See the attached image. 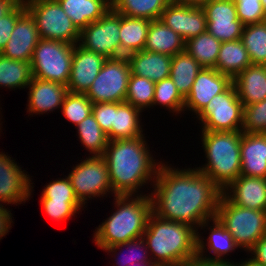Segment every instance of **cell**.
<instances>
[{
    "label": "cell",
    "instance_id": "1",
    "mask_svg": "<svg viewBox=\"0 0 266 266\" xmlns=\"http://www.w3.org/2000/svg\"><path fill=\"white\" fill-rule=\"evenodd\" d=\"M164 161L149 192L152 213L196 230L203 222L214 219L222 191L196 167L176 168Z\"/></svg>",
    "mask_w": 266,
    "mask_h": 266
},
{
    "label": "cell",
    "instance_id": "2",
    "mask_svg": "<svg viewBox=\"0 0 266 266\" xmlns=\"http://www.w3.org/2000/svg\"><path fill=\"white\" fill-rule=\"evenodd\" d=\"M145 135L109 141L103 157L115 195H144L140 189L153 185L162 161L153 157Z\"/></svg>",
    "mask_w": 266,
    "mask_h": 266
},
{
    "label": "cell",
    "instance_id": "3",
    "mask_svg": "<svg viewBox=\"0 0 266 266\" xmlns=\"http://www.w3.org/2000/svg\"><path fill=\"white\" fill-rule=\"evenodd\" d=\"M143 238L151 260L157 265L191 266L197 258V230L188 224L151 213Z\"/></svg>",
    "mask_w": 266,
    "mask_h": 266
},
{
    "label": "cell",
    "instance_id": "4",
    "mask_svg": "<svg viewBox=\"0 0 266 266\" xmlns=\"http://www.w3.org/2000/svg\"><path fill=\"white\" fill-rule=\"evenodd\" d=\"M114 211L93 233V242L103 250L143 236L152 213L149 193L144 195L113 196Z\"/></svg>",
    "mask_w": 266,
    "mask_h": 266
},
{
    "label": "cell",
    "instance_id": "5",
    "mask_svg": "<svg viewBox=\"0 0 266 266\" xmlns=\"http://www.w3.org/2000/svg\"><path fill=\"white\" fill-rule=\"evenodd\" d=\"M205 164L196 167L221 191L241 175L240 143L242 131H201Z\"/></svg>",
    "mask_w": 266,
    "mask_h": 266
},
{
    "label": "cell",
    "instance_id": "6",
    "mask_svg": "<svg viewBox=\"0 0 266 266\" xmlns=\"http://www.w3.org/2000/svg\"><path fill=\"white\" fill-rule=\"evenodd\" d=\"M215 218L245 253L266 235V211L242 208L233 204L223 193L218 200Z\"/></svg>",
    "mask_w": 266,
    "mask_h": 266
},
{
    "label": "cell",
    "instance_id": "7",
    "mask_svg": "<svg viewBox=\"0 0 266 266\" xmlns=\"http://www.w3.org/2000/svg\"><path fill=\"white\" fill-rule=\"evenodd\" d=\"M85 158L81 159L75 166H72V170L67 174V177L70 180L76 198L84 207H87L88 200L116 195L112 190L105 158L91 155Z\"/></svg>",
    "mask_w": 266,
    "mask_h": 266
},
{
    "label": "cell",
    "instance_id": "8",
    "mask_svg": "<svg viewBox=\"0 0 266 266\" xmlns=\"http://www.w3.org/2000/svg\"><path fill=\"white\" fill-rule=\"evenodd\" d=\"M74 46L62 41L40 39L31 60L33 77L67 86Z\"/></svg>",
    "mask_w": 266,
    "mask_h": 266
},
{
    "label": "cell",
    "instance_id": "9",
    "mask_svg": "<svg viewBox=\"0 0 266 266\" xmlns=\"http://www.w3.org/2000/svg\"><path fill=\"white\" fill-rule=\"evenodd\" d=\"M34 18L41 39L77 44L80 31L57 0H24Z\"/></svg>",
    "mask_w": 266,
    "mask_h": 266
},
{
    "label": "cell",
    "instance_id": "10",
    "mask_svg": "<svg viewBox=\"0 0 266 266\" xmlns=\"http://www.w3.org/2000/svg\"><path fill=\"white\" fill-rule=\"evenodd\" d=\"M243 104L235 85L214 96L195 117L201 131L233 132L242 130Z\"/></svg>",
    "mask_w": 266,
    "mask_h": 266
},
{
    "label": "cell",
    "instance_id": "11",
    "mask_svg": "<svg viewBox=\"0 0 266 266\" xmlns=\"http://www.w3.org/2000/svg\"><path fill=\"white\" fill-rule=\"evenodd\" d=\"M130 74V66L126 56L108 58L86 96L92 103H123L128 91Z\"/></svg>",
    "mask_w": 266,
    "mask_h": 266
},
{
    "label": "cell",
    "instance_id": "12",
    "mask_svg": "<svg viewBox=\"0 0 266 266\" xmlns=\"http://www.w3.org/2000/svg\"><path fill=\"white\" fill-rule=\"evenodd\" d=\"M120 13L112 8L80 31L79 45L108 58H120Z\"/></svg>",
    "mask_w": 266,
    "mask_h": 266
},
{
    "label": "cell",
    "instance_id": "13",
    "mask_svg": "<svg viewBox=\"0 0 266 266\" xmlns=\"http://www.w3.org/2000/svg\"><path fill=\"white\" fill-rule=\"evenodd\" d=\"M2 128L0 124V133ZM10 156L7 152H0V204L17 206L33 198L35 183L32 176Z\"/></svg>",
    "mask_w": 266,
    "mask_h": 266
},
{
    "label": "cell",
    "instance_id": "14",
    "mask_svg": "<svg viewBox=\"0 0 266 266\" xmlns=\"http://www.w3.org/2000/svg\"><path fill=\"white\" fill-rule=\"evenodd\" d=\"M205 11L207 31L221 42L239 40L244 24L238 19L234 0H210Z\"/></svg>",
    "mask_w": 266,
    "mask_h": 266
},
{
    "label": "cell",
    "instance_id": "15",
    "mask_svg": "<svg viewBox=\"0 0 266 266\" xmlns=\"http://www.w3.org/2000/svg\"><path fill=\"white\" fill-rule=\"evenodd\" d=\"M233 84V79L216 69L202 68L185 98L184 112L198 115L211 99L223 93Z\"/></svg>",
    "mask_w": 266,
    "mask_h": 266
},
{
    "label": "cell",
    "instance_id": "16",
    "mask_svg": "<svg viewBox=\"0 0 266 266\" xmlns=\"http://www.w3.org/2000/svg\"><path fill=\"white\" fill-rule=\"evenodd\" d=\"M186 42L207 31L205 11L202 7L170 2L159 18Z\"/></svg>",
    "mask_w": 266,
    "mask_h": 266
},
{
    "label": "cell",
    "instance_id": "17",
    "mask_svg": "<svg viewBox=\"0 0 266 266\" xmlns=\"http://www.w3.org/2000/svg\"><path fill=\"white\" fill-rule=\"evenodd\" d=\"M205 229L210 231L208 232L209 236L206 238L202 236L206 232ZM201 230L204 232H199ZM237 249L240 248L235 244L229 231L216 218L203 222L197 229V258L226 261L230 260L227 256Z\"/></svg>",
    "mask_w": 266,
    "mask_h": 266
},
{
    "label": "cell",
    "instance_id": "18",
    "mask_svg": "<svg viewBox=\"0 0 266 266\" xmlns=\"http://www.w3.org/2000/svg\"><path fill=\"white\" fill-rule=\"evenodd\" d=\"M106 57L86 50L78 43L74 46L68 92L86 94L99 74Z\"/></svg>",
    "mask_w": 266,
    "mask_h": 266
},
{
    "label": "cell",
    "instance_id": "19",
    "mask_svg": "<svg viewBox=\"0 0 266 266\" xmlns=\"http://www.w3.org/2000/svg\"><path fill=\"white\" fill-rule=\"evenodd\" d=\"M40 39L35 20L26 10L17 19L10 39L1 54L9 59L31 62Z\"/></svg>",
    "mask_w": 266,
    "mask_h": 266
},
{
    "label": "cell",
    "instance_id": "20",
    "mask_svg": "<svg viewBox=\"0 0 266 266\" xmlns=\"http://www.w3.org/2000/svg\"><path fill=\"white\" fill-rule=\"evenodd\" d=\"M29 90L27 113L30 116L43 115L60 110L66 94L67 86L33 77L27 87Z\"/></svg>",
    "mask_w": 266,
    "mask_h": 266
},
{
    "label": "cell",
    "instance_id": "21",
    "mask_svg": "<svg viewBox=\"0 0 266 266\" xmlns=\"http://www.w3.org/2000/svg\"><path fill=\"white\" fill-rule=\"evenodd\" d=\"M222 193L242 208L266 211V178L240 175Z\"/></svg>",
    "mask_w": 266,
    "mask_h": 266
},
{
    "label": "cell",
    "instance_id": "22",
    "mask_svg": "<svg viewBox=\"0 0 266 266\" xmlns=\"http://www.w3.org/2000/svg\"><path fill=\"white\" fill-rule=\"evenodd\" d=\"M241 175L266 178V133L242 132Z\"/></svg>",
    "mask_w": 266,
    "mask_h": 266
},
{
    "label": "cell",
    "instance_id": "23",
    "mask_svg": "<svg viewBox=\"0 0 266 266\" xmlns=\"http://www.w3.org/2000/svg\"><path fill=\"white\" fill-rule=\"evenodd\" d=\"M133 75L156 83L170 77L172 56L141 50L126 56Z\"/></svg>",
    "mask_w": 266,
    "mask_h": 266
},
{
    "label": "cell",
    "instance_id": "24",
    "mask_svg": "<svg viewBox=\"0 0 266 266\" xmlns=\"http://www.w3.org/2000/svg\"><path fill=\"white\" fill-rule=\"evenodd\" d=\"M243 107L266 99V65L251 64L234 79Z\"/></svg>",
    "mask_w": 266,
    "mask_h": 266
},
{
    "label": "cell",
    "instance_id": "25",
    "mask_svg": "<svg viewBox=\"0 0 266 266\" xmlns=\"http://www.w3.org/2000/svg\"><path fill=\"white\" fill-rule=\"evenodd\" d=\"M142 112L127 102H113V124L107 134L109 141L143 136Z\"/></svg>",
    "mask_w": 266,
    "mask_h": 266
},
{
    "label": "cell",
    "instance_id": "26",
    "mask_svg": "<svg viewBox=\"0 0 266 266\" xmlns=\"http://www.w3.org/2000/svg\"><path fill=\"white\" fill-rule=\"evenodd\" d=\"M79 31L111 9V0H57Z\"/></svg>",
    "mask_w": 266,
    "mask_h": 266
},
{
    "label": "cell",
    "instance_id": "27",
    "mask_svg": "<svg viewBox=\"0 0 266 266\" xmlns=\"http://www.w3.org/2000/svg\"><path fill=\"white\" fill-rule=\"evenodd\" d=\"M185 43L178 33L157 19L151 21L144 50L175 56L177 53L185 51Z\"/></svg>",
    "mask_w": 266,
    "mask_h": 266
},
{
    "label": "cell",
    "instance_id": "28",
    "mask_svg": "<svg viewBox=\"0 0 266 266\" xmlns=\"http://www.w3.org/2000/svg\"><path fill=\"white\" fill-rule=\"evenodd\" d=\"M151 21L120 14V52L127 56L144 50Z\"/></svg>",
    "mask_w": 266,
    "mask_h": 266
},
{
    "label": "cell",
    "instance_id": "29",
    "mask_svg": "<svg viewBox=\"0 0 266 266\" xmlns=\"http://www.w3.org/2000/svg\"><path fill=\"white\" fill-rule=\"evenodd\" d=\"M251 64L247 50L240 39L221 43L215 68L218 72L234 79Z\"/></svg>",
    "mask_w": 266,
    "mask_h": 266
},
{
    "label": "cell",
    "instance_id": "30",
    "mask_svg": "<svg viewBox=\"0 0 266 266\" xmlns=\"http://www.w3.org/2000/svg\"><path fill=\"white\" fill-rule=\"evenodd\" d=\"M33 79L31 62L9 59L0 53V88L27 89ZM1 105V104H0ZM2 110V108L0 107ZM0 110V124L2 114Z\"/></svg>",
    "mask_w": 266,
    "mask_h": 266
},
{
    "label": "cell",
    "instance_id": "31",
    "mask_svg": "<svg viewBox=\"0 0 266 266\" xmlns=\"http://www.w3.org/2000/svg\"><path fill=\"white\" fill-rule=\"evenodd\" d=\"M202 67L187 51L172 56L170 78L179 93L186 98Z\"/></svg>",
    "mask_w": 266,
    "mask_h": 266
},
{
    "label": "cell",
    "instance_id": "32",
    "mask_svg": "<svg viewBox=\"0 0 266 266\" xmlns=\"http://www.w3.org/2000/svg\"><path fill=\"white\" fill-rule=\"evenodd\" d=\"M170 2L171 0H111V8L127 17L153 21L160 18Z\"/></svg>",
    "mask_w": 266,
    "mask_h": 266
},
{
    "label": "cell",
    "instance_id": "33",
    "mask_svg": "<svg viewBox=\"0 0 266 266\" xmlns=\"http://www.w3.org/2000/svg\"><path fill=\"white\" fill-rule=\"evenodd\" d=\"M221 43L206 31L186 41L185 51L194 57L202 68L215 69Z\"/></svg>",
    "mask_w": 266,
    "mask_h": 266
},
{
    "label": "cell",
    "instance_id": "34",
    "mask_svg": "<svg viewBox=\"0 0 266 266\" xmlns=\"http://www.w3.org/2000/svg\"><path fill=\"white\" fill-rule=\"evenodd\" d=\"M75 129L81 145L89 152L88 156H103L109 139L93 114L82 120Z\"/></svg>",
    "mask_w": 266,
    "mask_h": 266
},
{
    "label": "cell",
    "instance_id": "35",
    "mask_svg": "<svg viewBox=\"0 0 266 266\" xmlns=\"http://www.w3.org/2000/svg\"><path fill=\"white\" fill-rule=\"evenodd\" d=\"M240 40L252 64L266 65V21L244 25Z\"/></svg>",
    "mask_w": 266,
    "mask_h": 266
},
{
    "label": "cell",
    "instance_id": "36",
    "mask_svg": "<svg viewBox=\"0 0 266 266\" xmlns=\"http://www.w3.org/2000/svg\"><path fill=\"white\" fill-rule=\"evenodd\" d=\"M123 250H125L126 253H124ZM103 251H105L108 255H111V258L114 257L113 259H115L114 261H116V264L113 263L114 266H127L133 262L151 261L148 248L143 236L126 243L104 248Z\"/></svg>",
    "mask_w": 266,
    "mask_h": 266
},
{
    "label": "cell",
    "instance_id": "37",
    "mask_svg": "<svg viewBox=\"0 0 266 266\" xmlns=\"http://www.w3.org/2000/svg\"><path fill=\"white\" fill-rule=\"evenodd\" d=\"M157 105L169 110L168 113H173V116L185 114V98L179 93L170 77L155 83L152 109Z\"/></svg>",
    "mask_w": 266,
    "mask_h": 266
},
{
    "label": "cell",
    "instance_id": "38",
    "mask_svg": "<svg viewBox=\"0 0 266 266\" xmlns=\"http://www.w3.org/2000/svg\"><path fill=\"white\" fill-rule=\"evenodd\" d=\"M155 83L144 77L130 74L125 102L141 112L150 110L154 100Z\"/></svg>",
    "mask_w": 266,
    "mask_h": 266
},
{
    "label": "cell",
    "instance_id": "39",
    "mask_svg": "<svg viewBox=\"0 0 266 266\" xmlns=\"http://www.w3.org/2000/svg\"><path fill=\"white\" fill-rule=\"evenodd\" d=\"M92 107L93 103L86 94L68 92L60 109L66 120L76 127L92 114Z\"/></svg>",
    "mask_w": 266,
    "mask_h": 266
},
{
    "label": "cell",
    "instance_id": "40",
    "mask_svg": "<svg viewBox=\"0 0 266 266\" xmlns=\"http://www.w3.org/2000/svg\"><path fill=\"white\" fill-rule=\"evenodd\" d=\"M242 132L266 133V99L243 107Z\"/></svg>",
    "mask_w": 266,
    "mask_h": 266
},
{
    "label": "cell",
    "instance_id": "41",
    "mask_svg": "<svg viewBox=\"0 0 266 266\" xmlns=\"http://www.w3.org/2000/svg\"><path fill=\"white\" fill-rule=\"evenodd\" d=\"M42 209L50 219L57 222L71 220L73 216L84 210L79 201H53L52 199H40Z\"/></svg>",
    "mask_w": 266,
    "mask_h": 266
},
{
    "label": "cell",
    "instance_id": "42",
    "mask_svg": "<svg viewBox=\"0 0 266 266\" xmlns=\"http://www.w3.org/2000/svg\"><path fill=\"white\" fill-rule=\"evenodd\" d=\"M46 186V187H45ZM42 189L40 199H52L53 201H79L73 191L69 178L54 179Z\"/></svg>",
    "mask_w": 266,
    "mask_h": 266
},
{
    "label": "cell",
    "instance_id": "43",
    "mask_svg": "<svg viewBox=\"0 0 266 266\" xmlns=\"http://www.w3.org/2000/svg\"><path fill=\"white\" fill-rule=\"evenodd\" d=\"M237 17L244 24H255L266 21L261 0H234Z\"/></svg>",
    "mask_w": 266,
    "mask_h": 266
},
{
    "label": "cell",
    "instance_id": "44",
    "mask_svg": "<svg viewBox=\"0 0 266 266\" xmlns=\"http://www.w3.org/2000/svg\"><path fill=\"white\" fill-rule=\"evenodd\" d=\"M26 11L22 0L10 13L0 18V53L6 47L7 41L14 30L17 19Z\"/></svg>",
    "mask_w": 266,
    "mask_h": 266
},
{
    "label": "cell",
    "instance_id": "45",
    "mask_svg": "<svg viewBox=\"0 0 266 266\" xmlns=\"http://www.w3.org/2000/svg\"><path fill=\"white\" fill-rule=\"evenodd\" d=\"M92 114L101 129L108 134L113 124V102L93 103Z\"/></svg>",
    "mask_w": 266,
    "mask_h": 266
},
{
    "label": "cell",
    "instance_id": "46",
    "mask_svg": "<svg viewBox=\"0 0 266 266\" xmlns=\"http://www.w3.org/2000/svg\"><path fill=\"white\" fill-rule=\"evenodd\" d=\"M247 253L250 254V259L266 266V235L261 237Z\"/></svg>",
    "mask_w": 266,
    "mask_h": 266
},
{
    "label": "cell",
    "instance_id": "47",
    "mask_svg": "<svg viewBox=\"0 0 266 266\" xmlns=\"http://www.w3.org/2000/svg\"><path fill=\"white\" fill-rule=\"evenodd\" d=\"M191 266H236V261L234 262V260H206L196 258Z\"/></svg>",
    "mask_w": 266,
    "mask_h": 266
},
{
    "label": "cell",
    "instance_id": "48",
    "mask_svg": "<svg viewBox=\"0 0 266 266\" xmlns=\"http://www.w3.org/2000/svg\"><path fill=\"white\" fill-rule=\"evenodd\" d=\"M22 0H0V18L10 13Z\"/></svg>",
    "mask_w": 266,
    "mask_h": 266
},
{
    "label": "cell",
    "instance_id": "49",
    "mask_svg": "<svg viewBox=\"0 0 266 266\" xmlns=\"http://www.w3.org/2000/svg\"><path fill=\"white\" fill-rule=\"evenodd\" d=\"M172 2L183 4V5H191L202 7L204 4L208 3L210 0H171Z\"/></svg>",
    "mask_w": 266,
    "mask_h": 266
},
{
    "label": "cell",
    "instance_id": "50",
    "mask_svg": "<svg viewBox=\"0 0 266 266\" xmlns=\"http://www.w3.org/2000/svg\"><path fill=\"white\" fill-rule=\"evenodd\" d=\"M236 266H263V265L256 263L255 261L248 258L247 256V258L244 261L242 260V261L236 262Z\"/></svg>",
    "mask_w": 266,
    "mask_h": 266
},
{
    "label": "cell",
    "instance_id": "51",
    "mask_svg": "<svg viewBox=\"0 0 266 266\" xmlns=\"http://www.w3.org/2000/svg\"><path fill=\"white\" fill-rule=\"evenodd\" d=\"M127 266H157L152 260L149 262H133Z\"/></svg>",
    "mask_w": 266,
    "mask_h": 266
},
{
    "label": "cell",
    "instance_id": "52",
    "mask_svg": "<svg viewBox=\"0 0 266 266\" xmlns=\"http://www.w3.org/2000/svg\"><path fill=\"white\" fill-rule=\"evenodd\" d=\"M261 4H262L263 10L266 14V0H261Z\"/></svg>",
    "mask_w": 266,
    "mask_h": 266
},
{
    "label": "cell",
    "instance_id": "53",
    "mask_svg": "<svg viewBox=\"0 0 266 266\" xmlns=\"http://www.w3.org/2000/svg\"><path fill=\"white\" fill-rule=\"evenodd\" d=\"M157 266H185V265H157Z\"/></svg>",
    "mask_w": 266,
    "mask_h": 266
}]
</instances>
